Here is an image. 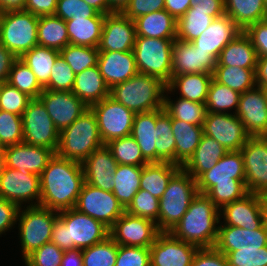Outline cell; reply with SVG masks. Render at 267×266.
Masks as SVG:
<instances>
[{
	"mask_svg": "<svg viewBox=\"0 0 267 266\" xmlns=\"http://www.w3.org/2000/svg\"><path fill=\"white\" fill-rule=\"evenodd\" d=\"M84 183L82 163L55 153L40 175V206L56 211L74 208Z\"/></svg>",
	"mask_w": 267,
	"mask_h": 266,
	"instance_id": "6da1fadb",
	"label": "cell"
},
{
	"mask_svg": "<svg viewBox=\"0 0 267 266\" xmlns=\"http://www.w3.org/2000/svg\"><path fill=\"white\" fill-rule=\"evenodd\" d=\"M198 192L205 194L221 210L248 194L241 151L227 152L216 165L196 179Z\"/></svg>",
	"mask_w": 267,
	"mask_h": 266,
	"instance_id": "7a4b0ae2",
	"label": "cell"
},
{
	"mask_svg": "<svg viewBox=\"0 0 267 266\" xmlns=\"http://www.w3.org/2000/svg\"><path fill=\"white\" fill-rule=\"evenodd\" d=\"M220 210L205 195L198 193L181 220L169 232L174 238L198 248L215 246L220 223Z\"/></svg>",
	"mask_w": 267,
	"mask_h": 266,
	"instance_id": "3957f363",
	"label": "cell"
},
{
	"mask_svg": "<svg viewBox=\"0 0 267 266\" xmlns=\"http://www.w3.org/2000/svg\"><path fill=\"white\" fill-rule=\"evenodd\" d=\"M110 229L75 208L58 211L51 242L62 250L84 249L104 241Z\"/></svg>",
	"mask_w": 267,
	"mask_h": 266,
	"instance_id": "277c9868",
	"label": "cell"
},
{
	"mask_svg": "<svg viewBox=\"0 0 267 266\" xmlns=\"http://www.w3.org/2000/svg\"><path fill=\"white\" fill-rule=\"evenodd\" d=\"M166 84L159 78L138 73L125 82L115 84L109 97L136 113L164 108Z\"/></svg>",
	"mask_w": 267,
	"mask_h": 266,
	"instance_id": "5b68a950",
	"label": "cell"
},
{
	"mask_svg": "<svg viewBox=\"0 0 267 266\" xmlns=\"http://www.w3.org/2000/svg\"><path fill=\"white\" fill-rule=\"evenodd\" d=\"M104 146L95 113L88 108L59 134L56 154L82 163L91 153Z\"/></svg>",
	"mask_w": 267,
	"mask_h": 266,
	"instance_id": "8992f818",
	"label": "cell"
},
{
	"mask_svg": "<svg viewBox=\"0 0 267 266\" xmlns=\"http://www.w3.org/2000/svg\"><path fill=\"white\" fill-rule=\"evenodd\" d=\"M196 180L181 168L169 181L159 199L158 229L170 232L198 194Z\"/></svg>",
	"mask_w": 267,
	"mask_h": 266,
	"instance_id": "52a82bcc",
	"label": "cell"
},
{
	"mask_svg": "<svg viewBox=\"0 0 267 266\" xmlns=\"http://www.w3.org/2000/svg\"><path fill=\"white\" fill-rule=\"evenodd\" d=\"M20 207L17 222L23 259L51 242L52 227L58 217V211L40 205Z\"/></svg>",
	"mask_w": 267,
	"mask_h": 266,
	"instance_id": "ba28073f",
	"label": "cell"
},
{
	"mask_svg": "<svg viewBox=\"0 0 267 266\" xmlns=\"http://www.w3.org/2000/svg\"><path fill=\"white\" fill-rule=\"evenodd\" d=\"M174 40L136 36L133 53L138 72L157 77L167 85L172 78Z\"/></svg>",
	"mask_w": 267,
	"mask_h": 266,
	"instance_id": "9c48e42d",
	"label": "cell"
},
{
	"mask_svg": "<svg viewBox=\"0 0 267 266\" xmlns=\"http://www.w3.org/2000/svg\"><path fill=\"white\" fill-rule=\"evenodd\" d=\"M39 16L24 10L5 12L0 43L17 58L38 45Z\"/></svg>",
	"mask_w": 267,
	"mask_h": 266,
	"instance_id": "30bf717a",
	"label": "cell"
},
{
	"mask_svg": "<svg viewBox=\"0 0 267 266\" xmlns=\"http://www.w3.org/2000/svg\"><path fill=\"white\" fill-rule=\"evenodd\" d=\"M23 143L43 146L55 153L60 132L56 129L42 101L31 99L22 115Z\"/></svg>",
	"mask_w": 267,
	"mask_h": 266,
	"instance_id": "8fae6325",
	"label": "cell"
},
{
	"mask_svg": "<svg viewBox=\"0 0 267 266\" xmlns=\"http://www.w3.org/2000/svg\"><path fill=\"white\" fill-rule=\"evenodd\" d=\"M77 211L102 222L109 229L125 212L113 192L84 183L74 207Z\"/></svg>",
	"mask_w": 267,
	"mask_h": 266,
	"instance_id": "7c38bea8",
	"label": "cell"
},
{
	"mask_svg": "<svg viewBox=\"0 0 267 266\" xmlns=\"http://www.w3.org/2000/svg\"><path fill=\"white\" fill-rule=\"evenodd\" d=\"M95 113L100 137L105 144L131 134L135 113L111 97L90 107Z\"/></svg>",
	"mask_w": 267,
	"mask_h": 266,
	"instance_id": "4fadbf2b",
	"label": "cell"
},
{
	"mask_svg": "<svg viewBox=\"0 0 267 266\" xmlns=\"http://www.w3.org/2000/svg\"><path fill=\"white\" fill-rule=\"evenodd\" d=\"M160 233L152 220L125 211L110 228L109 236L117 245L150 248Z\"/></svg>",
	"mask_w": 267,
	"mask_h": 266,
	"instance_id": "5bb4252c",
	"label": "cell"
},
{
	"mask_svg": "<svg viewBox=\"0 0 267 266\" xmlns=\"http://www.w3.org/2000/svg\"><path fill=\"white\" fill-rule=\"evenodd\" d=\"M240 151L248 192L267 195V136L250 137Z\"/></svg>",
	"mask_w": 267,
	"mask_h": 266,
	"instance_id": "9a60e30c",
	"label": "cell"
},
{
	"mask_svg": "<svg viewBox=\"0 0 267 266\" xmlns=\"http://www.w3.org/2000/svg\"><path fill=\"white\" fill-rule=\"evenodd\" d=\"M202 127L203 134L215 139L228 152L240 151L250 138L244 124L234 113H207Z\"/></svg>",
	"mask_w": 267,
	"mask_h": 266,
	"instance_id": "2e32d148",
	"label": "cell"
},
{
	"mask_svg": "<svg viewBox=\"0 0 267 266\" xmlns=\"http://www.w3.org/2000/svg\"><path fill=\"white\" fill-rule=\"evenodd\" d=\"M40 176L26 174L5 167L0 175V198L6 199L22 207L23 202L27 206L40 205ZM35 199V201H34ZM30 204V205H29Z\"/></svg>",
	"mask_w": 267,
	"mask_h": 266,
	"instance_id": "e0dca14e",
	"label": "cell"
},
{
	"mask_svg": "<svg viewBox=\"0 0 267 266\" xmlns=\"http://www.w3.org/2000/svg\"><path fill=\"white\" fill-rule=\"evenodd\" d=\"M39 99L59 132L70 126L88 109V106L71 91L44 89Z\"/></svg>",
	"mask_w": 267,
	"mask_h": 266,
	"instance_id": "ac0fdd59",
	"label": "cell"
},
{
	"mask_svg": "<svg viewBox=\"0 0 267 266\" xmlns=\"http://www.w3.org/2000/svg\"><path fill=\"white\" fill-rule=\"evenodd\" d=\"M250 137L267 136V100L262 87L241 93L235 113Z\"/></svg>",
	"mask_w": 267,
	"mask_h": 266,
	"instance_id": "d6986e66",
	"label": "cell"
},
{
	"mask_svg": "<svg viewBox=\"0 0 267 266\" xmlns=\"http://www.w3.org/2000/svg\"><path fill=\"white\" fill-rule=\"evenodd\" d=\"M220 217L224 219V225L246 230L258 229L265 223L263 196L248 193L243 198L225 205L220 210Z\"/></svg>",
	"mask_w": 267,
	"mask_h": 266,
	"instance_id": "ffe728a7",
	"label": "cell"
},
{
	"mask_svg": "<svg viewBox=\"0 0 267 266\" xmlns=\"http://www.w3.org/2000/svg\"><path fill=\"white\" fill-rule=\"evenodd\" d=\"M149 250L151 266H191L198 247L161 232Z\"/></svg>",
	"mask_w": 267,
	"mask_h": 266,
	"instance_id": "44dd1931",
	"label": "cell"
},
{
	"mask_svg": "<svg viewBox=\"0 0 267 266\" xmlns=\"http://www.w3.org/2000/svg\"><path fill=\"white\" fill-rule=\"evenodd\" d=\"M136 36L134 20L126 17L122 12L106 14L98 50L100 52L132 51Z\"/></svg>",
	"mask_w": 267,
	"mask_h": 266,
	"instance_id": "7402d4cb",
	"label": "cell"
},
{
	"mask_svg": "<svg viewBox=\"0 0 267 266\" xmlns=\"http://www.w3.org/2000/svg\"><path fill=\"white\" fill-rule=\"evenodd\" d=\"M217 59L192 42L175 39L172 48V77L181 74H213Z\"/></svg>",
	"mask_w": 267,
	"mask_h": 266,
	"instance_id": "603a6c76",
	"label": "cell"
},
{
	"mask_svg": "<svg viewBox=\"0 0 267 266\" xmlns=\"http://www.w3.org/2000/svg\"><path fill=\"white\" fill-rule=\"evenodd\" d=\"M4 151L5 167L26 174L41 175L55 152L43 146L20 143L6 146Z\"/></svg>",
	"mask_w": 267,
	"mask_h": 266,
	"instance_id": "cb8c5ba5",
	"label": "cell"
},
{
	"mask_svg": "<svg viewBox=\"0 0 267 266\" xmlns=\"http://www.w3.org/2000/svg\"><path fill=\"white\" fill-rule=\"evenodd\" d=\"M219 224L214 247L224 255L231 251L260 249L267 246V226L265 223L255 230Z\"/></svg>",
	"mask_w": 267,
	"mask_h": 266,
	"instance_id": "d4e9b609",
	"label": "cell"
},
{
	"mask_svg": "<svg viewBox=\"0 0 267 266\" xmlns=\"http://www.w3.org/2000/svg\"><path fill=\"white\" fill-rule=\"evenodd\" d=\"M118 166L106 145L95 150L83 162L85 182L105 191L112 192L114 172Z\"/></svg>",
	"mask_w": 267,
	"mask_h": 266,
	"instance_id": "484cf974",
	"label": "cell"
},
{
	"mask_svg": "<svg viewBox=\"0 0 267 266\" xmlns=\"http://www.w3.org/2000/svg\"><path fill=\"white\" fill-rule=\"evenodd\" d=\"M242 30L226 14L215 18L209 27L192 43L200 50L207 51L217 60L225 46L233 41Z\"/></svg>",
	"mask_w": 267,
	"mask_h": 266,
	"instance_id": "4316f807",
	"label": "cell"
},
{
	"mask_svg": "<svg viewBox=\"0 0 267 266\" xmlns=\"http://www.w3.org/2000/svg\"><path fill=\"white\" fill-rule=\"evenodd\" d=\"M98 67L109 88L115 84L131 79L139 73L133 50L126 52H100Z\"/></svg>",
	"mask_w": 267,
	"mask_h": 266,
	"instance_id": "83f0119b",
	"label": "cell"
},
{
	"mask_svg": "<svg viewBox=\"0 0 267 266\" xmlns=\"http://www.w3.org/2000/svg\"><path fill=\"white\" fill-rule=\"evenodd\" d=\"M109 90L97 65L76 74L71 92L90 108L109 97Z\"/></svg>",
	"mask_w": 267,
	"mask_h": 266,
	"instance_id": "f1b7e54d",
	"label": "cell"
},
{
	"mask_svg": "<svg viewBox=\"0 0 267 266\" xmlns=\"http://www.w3.org/2000/svg\"><path fill=\"white\" fill-rule=\"evenodd\" d=\"M213 79L211 73L181 74L171 78L166 85L165 92L171 94L180 90L179 97L198 103H206L210 83Z\"/></svg>",
	"mask_w": 267,
	"mask_h": 266,
	"instance_id": "f546056e",
	"label": "cell"
},
{
	"mask_svg": "<svg viewBox=\"0 0 267 266\" xmlns=\"http://www.w3.org/2000/svg\"><path fill=\"white\" fill-rule=\"evenodd\" d=\"M157 110L144 113H136L133 120L131 136L136 140L149 163H156V140L158 128H156Z\"/></svg>",
	"mask_w": 267,
	"mask_h": 266,
	"instance_id": "4dcf8cb0",
	"label": "cell"
},
{
	"mask_svg": "<svg viewBox=\"0 0 267 266\" xmlns=\"http://www.w3.org/2000/svg\"><path fill=\"white\" fill-rule=\"evenodd\" d=\"M228 151L215 139L203 134L193 156L182 167L195 180L212 169Z\"/></svg>",
	"mask_w": 267,
	"mask_h": 266,
	"instance_id": "1f68e13d",
	"label": "cell"
},
{
	"mask_svg": "<svg viewBox=\"0 0 267 266\" xmlns=\"http://www.w3.org/2000/svg\"><path fill=\"white\" fill-rule=\"evenodd\" d=\"M257 59L256 49L253 47L250 38L242 31L221 51L216 66L256 69Z\"/></svg>",
	"mask_w": 267,
	"mask_h": 266,
	"instance_id": "d6a6232c",
	"label": "cell"
},
{
	"mask_svg": "<svg viewBox=\"0 0 267 266\" xmlns=\"http://www.w3.org/2000/svg\"><path fill=\"white\" fill-rule=\"evenodd\" d=\"M136 35L160 39H176L177 20L165 9L134 19Z\"/></svg>",
	"mask_w": 267,
	"mask_h": 266,
	"instance_id": "836d02e7",
	"label": "cell"
},
{
	"mask_svg": "<svg viewBox=\"0 0 267 266\" xmlns=\"http://www.w3.org/2000/svg\"><path fill=\"white\" fill-rule=\"evenodd\" d=\"M105 15L98 13L90 18H72L65 21L69 36V44L80 46H99Z\"/></svg>",
	"mask_w": 267,
	"mask_h": 266,
	"instance_id": "e575fe53",
	"label": "cell"
},
{
	"mask_svg": "<svg viewBox=\"0 0 267 266\" xmlns=\"http://www.w3.org/2000/svg\"><path fill=\"white\" fill-rule=\"evenodd\" d=\"M176 144V165L183 167L193 156L203 135V127L171 118Z\"/></svg>",
	"mask_w": 267,
	"mask_h": 266,
	"instance_id": "d590c367",
	"label": "cell"
},
{
	"mask_svg": "<svg viewBox=\"0 0 267 266\" xmlns=\"http://www.w3.org/2000/svg\"><path fill=\"white\" fill-rule=\"evenodd\" d=\"M181 168L179 165L170 162L148 163L142 166L140 189L148 191L154 197L160 199L170 179Z\"/></svg>",
	"mask_w": 267,
	"mask_h": 266,
	"instance_id": "8d00e7d4",
	"label": "cell"
},
{
	"mask_svg": "<svg viewBox=\"0 0 267 266\" xmlns=\"http://www.w3.org/2000/svg\"><path fill=\"white\" fill-rule=\"evenodd\" d=\"M224 9L242 31L266 19L264 0H224Z\"/></svg>",
	"mask_w": 267,
	"mask_h": 266,
	"instance_id": "74e56055",
	"label": "cell"
},
{
	"mask_svg": "<svg viewBox=\"0 0 267 266\" xmlns=\"http://www.w3.org/2000/svg\"><path fill=\"white\" fill-rule=\"evenodd\" d=\"M142 167L118 164L114 172L113 194L126 209L132 202L134 195L140 189Z\"/></svg>",
	"mask_w": 267,
	"mask_h": 266,
	"instance_id": "f35d334b",
	"label": "cell"
},
{
	"mask_svg": "<svg viewBox=\"0 0 267 266\" xmlns=\"http://www.w3.org/2000/svg\"><path fill=\"white\" fill-rule=\"evenodd\" d=\"M38 45L60 51L69 44L66 22L56 15L39 16Z\"/></svg>",
	"mask_w": 267,
	"mask_h": 266,
	"instance_id": "ab89813d",
	"label": "cell"
},
{
	"mask_svg": "<svg viewBox=\"0 0 267 266\" xmlns=\"http://www.w3.org/2000/svg\"><path fill=\"white\" fill-rule=\"evenodd\" d=\"M59 55L58 50L37 45L25 52L20 59L32 70L39 84L45 88Z\"/></svg>",
	"mask_w": 267,
	"mask_h": 266,
	"instance_id": "60d3db41",
	"label": "cell"
},
{
	"mask_svg": "<svg viewBox=\"0 0 267 266\" xmlns=\"http://www.w3.org/2000/svg\"><path fill=\"white\" fill-rule=\"evenodd\" d=\"M156 128V163L170 162L176 164V144L171 126V117L164 108L157 109Z\"/></svg>",
	"mask_w": 267,
	"mask_h": 266,
	"instance_id": "b9f144b4",
	"label": "cell"
},
{
	"mask_svg": "<svg viewBox=\"0 0 267 266\" xmlns=\"http://www.w3.org/2000/svg\"><path fill=\"white\" fill-rule=\"evenodd\" d=\"M164 109L171 118L203 126L207 115L206 105L179 97L176 101L170 96L164 95Z\"/></svg>",
	"mask_w": 267,
	"mask_h": 266,
	"instance_id": "7bdbcfd3",
	"label": "cell"
},
{
	"mask_svg": "<svg viewBox=\"0 0 267 266\" xmlns=\"http://www.w3.org/2000/svg\"><path fill=\"white\" fill-rule=\"evenodd\" d=\"M213 79L229 88L243 93L256 86L255 69L231 66H215Z\"/></svg>",
	"mask_w": 267,
	"mask_h": 266,
	"instance_id": "ee69618b",
	"label": "cell"
},
{
	"mask_svg": "<svg viewBox=\"0 0 267 266\" xmlns=\"http://www.w3.org/2000/svg\"><path fill=\"white\" fill-rule=\"evenodd\" d=\"M241 93L212 79L206 100L207 113H236ZM230 111V112H229Z\"/></svg>",
	"mask_w": 267,
	"mask_h": 266,
	"instance_id": "f6af8a7d",
	"label": "cell"
},
{
	"mask_svg": "<svg viewBox=\"0 0 267 266\" xmlns=\"http://www.w3.org/2000/svg\"><path fill=\"white\" fill-rule=\"evenodd\" d=\"M213 20L210 12L187 11L177 19L176 38L192 42L209 27Z\"/></svg>",
	"mask_w": 267,
	"mask_h": 266,
	"instance_id": "bcb514c9",
	"label": "cell"
},
{
	"mask_svg": "<svg viewBox=\"0 0 267 266\" xmlns=\"http://www.w3.org/2000/svg\"><path fill=\"white\" fill-rule=\"evenodd\" d=\"M7 83L25 93L31 99L39 98L44 90L32 70L20 58L14 61Z\"/></svg>",
	"mask_w": 267,
	"mask_h": 266,
	"instance_id": "7dc6e473",
	"label": "cell"
},
{
	"mask_svg": "<svg viewBox=\"0 0 267 266\" xmlns=\"http://www.w3.org/2000/svg\"><path fill=\"white\" fill-rule=\"evenodd\" d=\"M118 164L142 167L149 162L143 157L139 145L131 136L113 139L105 144Z\"/></svg>",
	"mask_w": 267,
	"mask_h": 266,
	"instance_id": "c3c4849f",
	"label": "cell"
},
{
	"mask_svg": "<svg viewBox=\"0 0 267 266\" xmlns=\"http://www.w3.org/2000/svg\"><path fill=\"white\" fill-rule=\"evenodd\" d=\"M99 53L97 47L68 44L60 50V56L68 63L75 74L97 66Z\"/></svg>",
	"mask_w": 267,
	"mask_h": 266,
	"instance_id": "681fc988",
	"label": "cell"
},
{
	"mask_svg": "<svg viewBox=\"0 0 267 266\" xmlns=\"http://www.w3.org/2000/svg\"><path fill=\"white\" fill-rule=\"evenodd\" d=\"M117 243L109 236L104 241L82 249L83 266H115Z\"/></svg>",
	"mask_w": 267,
	"mask_h": 266,
	"instance_id": "f907efd6",
	"label": "cell"
},
{
	"mask_svg": "<svg viewBox=\"0 0 267 266\" xmlns=\"http://www.w3.org/2000/svg\"><path fill=\"white\" fill-rule=\"evenodd\" d=\"M125 211L131 215L152 220L158 227L159 199L148 191L139 189Z\"/></svg>",
	"mask_w": 267,
	"mask_h": 266,
	"instance_id": "816d5d0a",
	"label": "cell"
},
{
	"mask_svg": "<svg viewBox=\"0 0 267 266\" xmlns=\"http://www.w3.org/2000/svg\"><path fill=\"white\" fill-rule=\"evenodd\" d=\"M0 140L5 147L23 143L22 116L0 110Z\"/></svg>",
	"mask_w": 267,
	"mask_h": 266,
	"instance_id": "f5cc1de1",
	"label": "cell"
},
{
	"mask_svg": "<svg viewBox=\"0 0 267 266\" xmlns=\"http://www.w3.org/2000/svg\"><path fill=\"white\" fill-rule=\"evenodd\" d=\"M30 100L29 96L9 83L0 84V110L22 116Z\"/></svg>",
	"mask_w": 267,
	"mask_h": 266,
	"instance_id": "db71d44e",
	"label": "cell"
},
{
	"mask_svg": "<svg viewBox=\"0 0 267 266\" xmlns=\"http://www.w3.org/2000/svg\"><path fill=\"white\" fill-rule=\"evenodd\" d=\"M76 74L68 63L59 55L54 62L49 83L44 89L54 91H72Z\"/></svg>",
	"mask_w": 267,
	"mask_h": 266,
	"instance_id": "11a10c76",
	"label": "cell"
},
{
	"mask_svg": "<svg viewBox=\"0 0 267 266\" xmlns=\"http://www.w3.org/2000/svg\"><path fill=\"white\" fill-rule=\"evenodd\" d=\"M64 250L52 242L45 243L23 261L26 266H61Z\"/></svg>",
	"mask_w": 267,
	"mask_h": 266,
	"instance_id": "9f6ffc18",
	"label": "cell"
},
{
	"mask_svg": "<svg viewBox=\"0 0 267 266\" xmlns=\"http://www.w3.org/2000/svg\"><path fill=\"white\" fill-rule=\"evenodd\" d=\"M99 12L85 3L83 0H58L54 15L64 21L72 18H90Z\"/></svg>",
	"mask_w": 267,
	"mask_h": 266,
	"instance_id": "6f0895ef",
	"label": "cell"
},
{
	"mask_svg": "<svg viewBox=\"0 0 267 266\" xmlns=\"http://www.w3.org/2000/svg\"><path fill=\"white\" fill-rule=\"evenodd\" d=\"M226 257L229 266H267V246L231 251Z\"/></svg>",
	"mask_w": 267,
	"mask_h": 266,
	"instance_id": "680465c9",
	"label": "cell"
},
{
	"mask_svg": "<svg viewBox=\"0 0 267 266\" xmlns=\"http://www.w3.org/2000/svg\"><path fill=\"white\" fill-rule=\"evenodd\" d=\"M115 266H151L150 250L146 247L118 245Z\"/></svg>",
	"mask_w": 267,
	"mask_h": 266,
	"instance_id": "91938a15",
	"label": "cell"
},
{
	"mask_svg": "<svg viewBox=\"0 0 267 266\" xmlns=\"http://www.w3.org/2000/svg\"><path fill=\"white\" fill-rule=\"evenodd\" d=\"M165 0H130L122 13L131 20L164 9Z\"/></svg>",
	"mask_w": 267,
	"mask_h": 266,
	"instance_id": "94428289",
	"label": "cell"
},
{
	"mask_svg": "<svg viewBox=\"0 0 267 266\" xmlns=\"http://www.w3.org/2000/svg\"><path fill=\"white\" fill-rule=\"evenodd\" d=\"M244 33L256 49L257 57L267 56V19L249 25Z\"/></svg>",
	"mask_w": 267,
	"mask_h": 266,
	"instance_id": "6125c7cd",
	"label": "cell"
},
{
	"mask_svg": "<svg viewBox=\"0 0 267 266\" xmlns=\"http://www.w3.org/2000/svg\"><path fill=\"white\" fill-rule=\"evenodd\" d=\"M191 266H229L226 255L219 252L215 247L198 248Z\"/></svg>",
	"mask_w": 267,
	"mask_h": 266,
	"instance_id": "be15d7a7",
	"label": "cell"
},
{
	"mask_svg": "<svg viewBox=\"0 0 267 266\" xmlns=\"http://www.w3.org/2000/svg\"><path fill=\"white\" fill-rule=\"evenodd\" d=\"M19 209L15 203L0 198V236L17 223Z\"/></svg>",
	"mask_w": 267,
	"mask_h": 266,
	"instance_id": "e7e4bbea",
	"label": "cell"
},
{
	"mask_svg": "<svg viewBox=\"0 0 267 266\" xmlns=\"http://www.w3.org/2000/svg\"><path fill=\"white\" fill-rule=\"evenodd\" d=\"M188 11L210 12V16L219 18L225 14L224 0H191Z\"/></svg>",
	"mask_w": 267,
	"mask_h": 266,
	"instance_id": "03108f58",
	"label": "cell"
},
{
	"mask_svg": "<svg viewBox=\"0 0 267 266\" xmlns=\"http://www.w3.org/2000/svg\"><path fill=\"white\" fill-rule=\"evenodd\" d=\"M58 0H26L24 11L36 16L54 15Z\"/></svg>",
	"mask_w": 267,
	"mask_h": 266,
	"instance_id": "003e7915",
	"label": "cell"
},
{
	"mask_svg": "<svg viewBox=\"0 0 267 266\" xmlns=\"http://www.w3.org/2000/svg\"><path fill=\"white\" fill-rule=\"evenodd\" d=\"M17 57L0 43V84L8 81L9 73Z\"/></svg>",
	"mask_w": 267,
	"mask_h": 266,
	"instance_id": "a7ac6f4b",
	"label": "cell"
},
{
	"mask_svg": "<svg viewBox=\"0 0 267 266\" xmlns=\"http://www.w3.org/2000/svg\"><path fill=\"white\" fill-rule=\"evenodd\" d=\"M190 6L191 0H165L164 9L177 20L189 10Z\"/></svg>",
	"mask_w": 267,
	"mask_h": 266,
	"instance_id": "89a4df30",
	"label": "cell"
},
{
	"mask_svg": "<svg viewBox=\"0 0 267 266\" xmlns=\"http://www.w3.org/2000/svg\"><path fill=\"white\" fill-rule=\"evenodd\" d=\"M255 81L256 86L266 87L267 86V56L258 57L257 65L255 69Z\"/></svg>",
	"mask_w": 267,
	"mask_h": 266,
	"instance_id": "2644e50d",
	"label": "cell"
},
{
	"mask_svg": "<svg viewBox=\"0 0 267 266\" xmlns=\"http://www.w3.org/2000/svg\"><path fill=\"white\" fill-rule=\"evenodd\" d=\"M61 266H83L82 249L66 250Z\"/></svg>",
	"mask_w": 267,
	"mask_h": 266,
	"instance_id": "8c879c8a",
	"label": "cell"
},
{
	"mask_svg": "<svg viewBox=\"0 0 267 266\" xmlns=\"http://www.w3.org/2000/svg\"><path fill=\"white\" fill-rule=\"evenodd\" d=\"M26 0H0V8L5 12L24 10Z\"/></svg>",
	"mask_w": 267,
	"mask_h": 266,
	"instance_id": "753ad0ef",
	"label": "cell"
},
{
	"mask_svg": "<svg viewBox=\"0 0 267 266\" xmlns=\"http://www.w3.org/2000/svg\"><path fill=\"white\" fill-rule=\"evenodd\" d=\"M101 14H110L114 11L110 8L107 0H83Z\"/></svg>",
	"mask_w": 267,
	"mask_h": 266,
	"instance_id": "34e18365",
	"label": "cell"
},
{
	"mask_svg": "<svg viewBox=\"0 0 267 266\" xmlns=\"http://www.w3.org/2000/svg\"><path fill=\"white\" fill-rule=\"evenodd\" d=\"M110 8L114 12H122L124 8L128 5L130 0H107Z\"/></svg>",
	"mask_w": 267,
	"mask_h": 266,
	"instance_id": "11e5206c",
	"label": "cell"
},
{
	"mask_svg": "<svg viewBox=\"0 0 267 266\" xmlns=\"http://www.w3.org/2000/svg\"><path fill=\"white\" fill-rule=\"evenodd\" d=\"M263 210L265 215V224L267 226V195L263 196Z\"/></svg>",
	"mask_w": 267,
	"mask_h": 266,
	"instance_id": "2a66077c",
	"label": "cell"
},
{
	"mask_svg": "<svg viewBox=\"0 0 267 266\" xmlns=\"http://www.w3.org/2000/svg\"><path fill=\"white\" fill-rule=\"evenodd\" d=\"M5 166V163H4V151L3 150H0V175L3 171V168Z\"/></svg>",
	"mask_w": 267,
	"mask_h": 266,
	"instance_id": "b9fcfbb0",
	"label": "cell"
},
{
	"mask_svg": "<svg viewBox=\"0 0 267 266\" xmlns=\"http://www.w3.org/2000/svg\"><path fill=\"white\" fill-rule=\"evenodd\" d=\"M4 15H5V11L2 8H0V32H1V26H2Z\"/></svg>",
	"mask_w": 267,
	"mask_h": 266,
	"instance_id": "09005b40",
	"label": "cell"
},
{
	"mask_svg": "<svg viewBox=\"0 0 267 266\" xmlns=\"http://www.w3.org/2000/svg\"><path fill=\"white\" fill-rule=\"evenodd\" d=\"M264 8H265V11H266V19H267V0H264Z\"/></svg>",
	"mask_w": 267,
	"mask_h": 266,
	"instance_id": "979ff035",
	"label": "cell"
},
{
	"mask_svg": "<svg viewBox=\"0 0 267 266\" xmlns=\"http://www.w3.org/2000/svg\"><path fill=\"white\" fill-rule=\"evenodd\" d=\"M5 149V146L1 143V140H0V150H4Z\"/></svg>",
	"mask_w": 267,
	"mask_h": 266,
	"instance_id": "deb4b68c",
	"label": "cell"
},
{
	"mask_svg": "<svg viewBox=\"0 0 267 266\" xmlns=\"http://www.w3.org/2000/svg\"><path fill=\"white\" fill-rule=\"evenodd\" d=\"M266 93V100H267V86L263 88Z\"/></svg>",
	"mask_w": 267,
	"mask_h": 266,
	"instance_id": "67dfc351",
	"label": "cell"
}]
</instances>
